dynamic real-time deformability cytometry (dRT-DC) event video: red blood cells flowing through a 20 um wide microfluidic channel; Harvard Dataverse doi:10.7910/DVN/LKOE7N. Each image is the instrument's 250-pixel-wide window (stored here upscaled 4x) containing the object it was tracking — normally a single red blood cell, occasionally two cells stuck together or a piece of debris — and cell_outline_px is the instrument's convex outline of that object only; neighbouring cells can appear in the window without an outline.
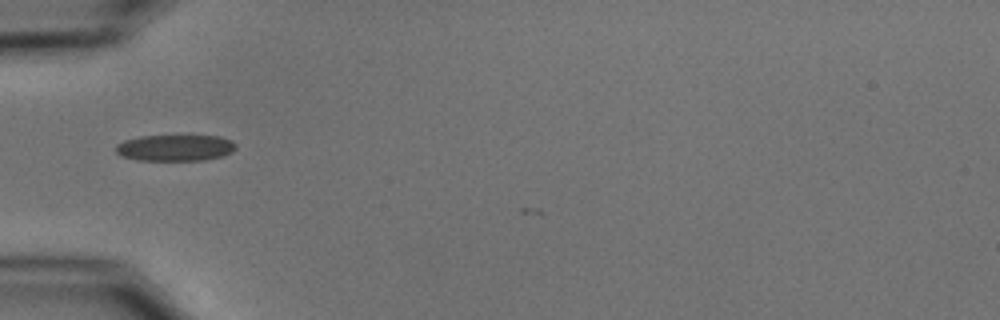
{"species": "common noctule bat (a hibernating species)", "species_latin": "Nyctalus noctula", "temperature_condition": "cold", "stored_images_in_passage": 2, "camera_frame_rate_fps": 3000, "um_per_image_px": 0.085, "animal": {"sex": "male", "body_mass_g": 15.6}, "frame": {"image": 1, "passage_image": 1, "time_ms": 0.0, "image_size_px": [1000, 320], "cell_outline_px": [[236, 148], [232, 152], [224, 156], [204, 160], [136, 160], [120, 156], [116, 152], [116, 144], [124, 140], [140, 136], [220, 136], [232, 140], [236, 144]], "centroid_in_image_um": [14.9, 12.57], "position_along_channel_um": 70.1, "area_um2": 18.55}}